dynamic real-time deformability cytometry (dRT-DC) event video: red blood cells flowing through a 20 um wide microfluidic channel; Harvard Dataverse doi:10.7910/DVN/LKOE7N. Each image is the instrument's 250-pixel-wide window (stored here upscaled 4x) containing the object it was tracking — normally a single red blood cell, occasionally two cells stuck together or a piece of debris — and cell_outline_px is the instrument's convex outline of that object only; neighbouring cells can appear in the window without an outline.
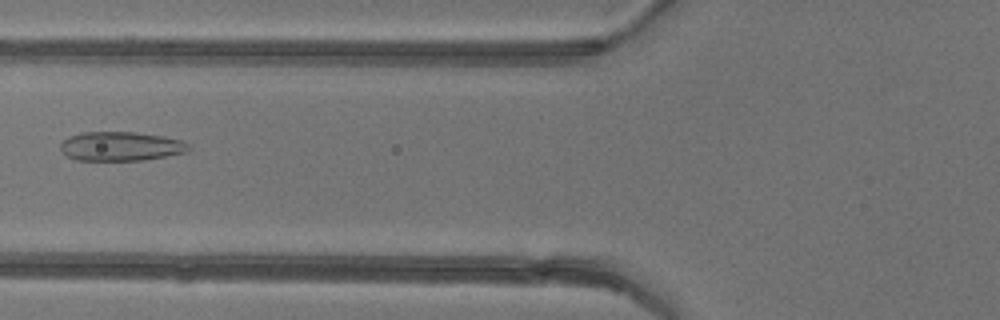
{"species": "common noctule bat (a hibernating species)", "species_latin": "Nyctalus noctula", "temperature_condition": "warm", "stored_images_in_passage": 5, "camera_frame_rate_fps": 3000, "um_per_image_px": 0.085, "animal": {"sex": "female"}, "frame": {"image": 1, "passage_image": 5, "time_ms": 6.0, "image_size_px": [1000, 320], "cell_outline_px": [[192, 148], [188, 152], [144, 160], [76, 160], [68, 156], [60, 148], [60, 144], [64, 140], [72, 136], [84, 132], [136, 132], [164, 136], [184, 140]], "centroid_in_image_um": [10.35, 12.43], "position_along_channel_um": 115.5, "area_um2": 21.79}}